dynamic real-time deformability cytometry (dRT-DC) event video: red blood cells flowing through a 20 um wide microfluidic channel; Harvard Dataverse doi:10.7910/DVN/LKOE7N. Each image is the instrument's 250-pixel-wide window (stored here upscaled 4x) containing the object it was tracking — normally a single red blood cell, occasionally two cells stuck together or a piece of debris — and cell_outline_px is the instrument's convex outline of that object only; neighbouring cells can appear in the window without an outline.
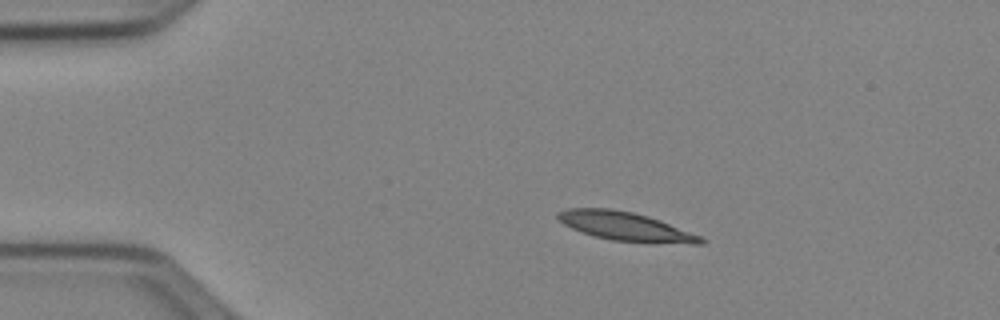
{"species": "Egyptian fruit bat (a non-hibernating species)", "species_latin": "Rousettus aegyptiacus", "temperature_condition": "cold", "stored_images_in_passage": 43, "camera_frame_rate_fps": 3000, "um_per_image_px": 0.085, "animal": {"sex": "female"}, "frame": {"image": 1, "passage_image": 1, "time_ms": 0.0, "image_size_px": [1000, 320], "cell_outline_px": [[708, 240], [704, 244], [692, 244], [612, 240], [596, 236], [572, 228], [564, 224], [556, 216], [556, 212], [568, 208], [612, 208], [632, 212], [648, 216], [660, 220], [700, 236]], "centroid_in_image_um": [53.17, 19.23], "position_along_channel_um": 31.8, "area_um2": 23.58}}
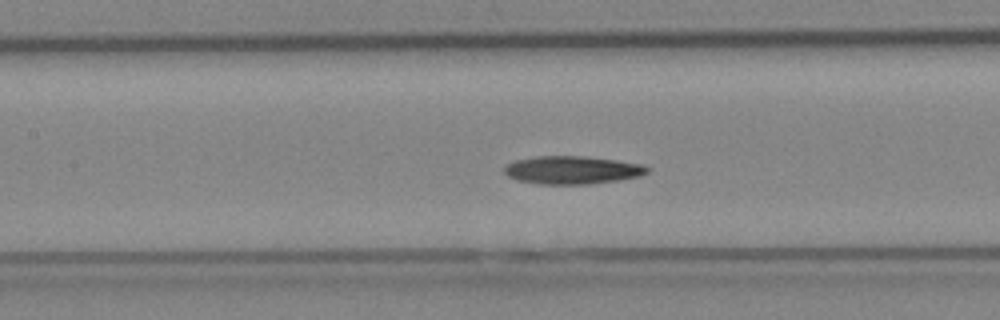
{"frame": {"image": 2, "passage_image": 15, "time_ms": 4.667, "image_size_px": [1000, 320], "cell_outline_px": [[648, 172], [640, 176], [620, 180], [588, 184], [540, 184], [516, 180], [508, 176], [504, 172], [504, 164], [516, 160], [536, 156], [584, 156], [616, 160], [644, 164], [648, 168]], "centroid_in_image_um": [48.62, 14.45], "position_along_channel_um": 158.8, "area_um2": 23.47}}
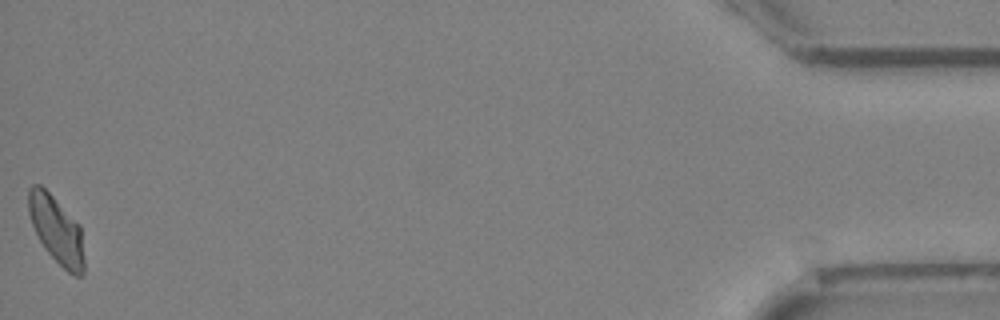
{"frame": {"image": 3, "passage_image": 43, "time_ms": 14.0, "image_size_px": [1000, 320], "cell_outline_px": [[84, 276], [72, 276], [44, 248], [32, 224], [28, 212], [28, 188], [32, 184], [40, 184], [80, 224], [84, 260]], "centroid_in_image_um": [4.81, 19.54], "position_along_channel_um": 430.4, "area_um2": 21.73}, "authors_computed_cell_mechanics": {"area_um2": 22.5998, "velocity_mm_per_s": 3.9079, "shape_relaxation_time_tau1_ms": 4.2863, "shape_relaxation_time_tau2_ms": 9.646, "deformation_change_tau1": 0.1412, "deformation_change_tau2": 0.1748}}